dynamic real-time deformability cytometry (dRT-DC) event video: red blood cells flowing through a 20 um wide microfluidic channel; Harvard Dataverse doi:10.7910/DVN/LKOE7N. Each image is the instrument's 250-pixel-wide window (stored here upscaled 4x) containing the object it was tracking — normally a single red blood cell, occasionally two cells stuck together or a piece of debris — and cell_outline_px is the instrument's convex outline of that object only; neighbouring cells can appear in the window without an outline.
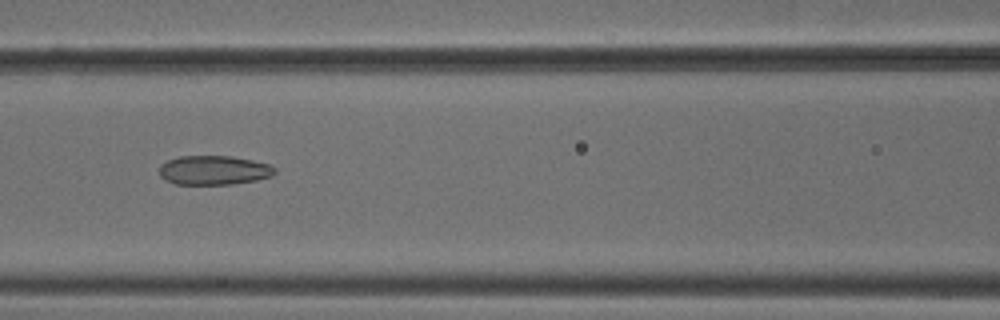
{"species": "common noctule bat (a hibernating species)", "species_latin": "Nyctalus noctula", "temperature_condition": "cold", "stored_images_in_passage": 5, "camera_frame_rate_fps": 3000, "um_per_image_px": 0.085, "animal": {"sex": "male", "body_mass_g": 18.8}, "frame": {"image": 1, "passage_image": 3, "time_ms": 0.667, "image_size_px": [1000, 320], "cell_outline_px": [[276, 172], [272, 176], [256, 180], [232, 184], [176, 184], [164, 180], [160, 176], [160, 164], [168, 160], [180, 156], [232, 156], [252, 160], [268, 164], [276, 168]], "centroid_in_image_um": [18.17, 14.47], "position_along_channel_um": 148.4, "area_um2": 19.71}}
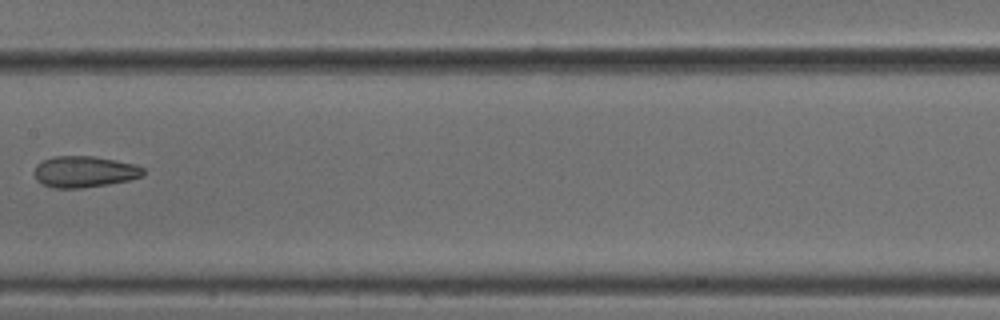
{"frame": {"image": 2, "passage_image": 4, "time_ms": 1.0, "image_size_px": [1000, 320], "cell_outline_px": [[144, 176], [128, 180], [108, 184], [80, 188], [52, 188], [36, 180], [32, 172], [36, 164], [52, 156], [92, 156], [116, 160], [136, 164], [144, 168]], "centroid_in_image_um": [7.15, 14.59], "position_along_channel_um": 200.2, "area_um2": 20.06}}
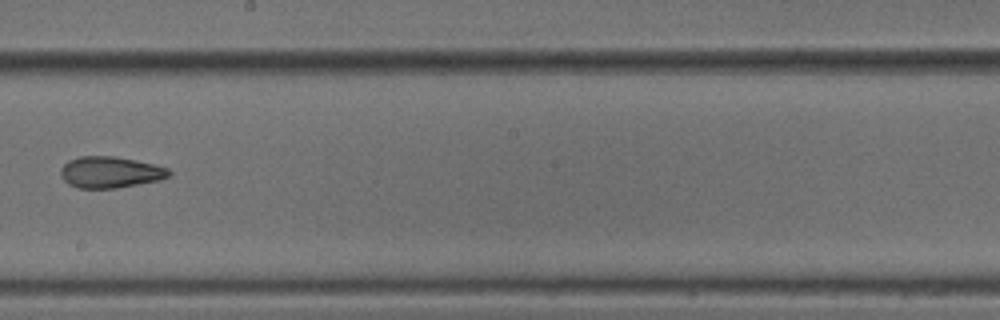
{"frame": {"image": 3, "passage_image": 5, "time_ms": 1.333, "image_size_px": [1000, 320], "cell_outline_px": [[172, 172], [168, 176], [160, 180], [116, 188], [76, 188], [68, 184], [60, 176], [60, 168], [68, 160], [80, 156], [116, 156], [136, 160], [168, 168]], "centroid_in_image_um": [9.34, 14.63], "position_along_channel_um": 238.9, "area_um2": 19.88}}